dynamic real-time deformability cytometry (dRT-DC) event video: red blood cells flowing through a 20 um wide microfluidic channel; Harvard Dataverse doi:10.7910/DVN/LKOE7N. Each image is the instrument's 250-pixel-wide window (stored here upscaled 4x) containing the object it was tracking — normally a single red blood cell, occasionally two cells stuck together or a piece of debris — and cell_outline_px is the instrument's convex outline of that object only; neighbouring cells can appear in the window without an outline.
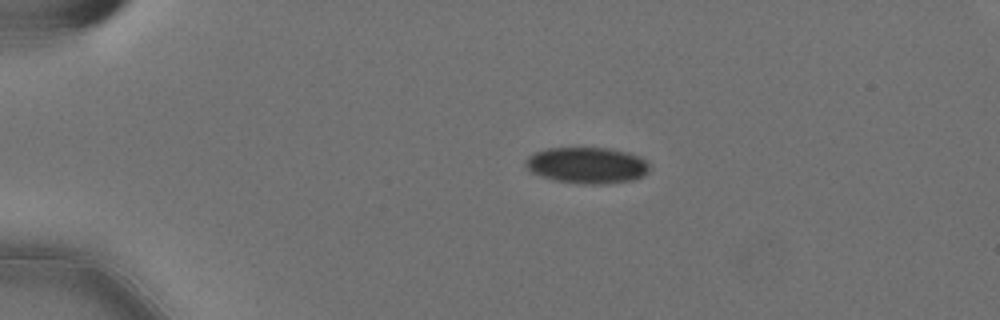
{"species": "Egyptian fruit bat (a non-hibernating species)", "species_latin": "Rousettus aegyptiacus", "temperature_condition": "cold", "stored_images_in_passage": 46, "camera_frame_rate_fps": 3000, "um_per_image_px": 0.085, "animal": {"sex": "female"}, "frame": {"image": 1, "passage_image": 1, "time_ms": 0.0, "image_size_px": [1000, 320], "cell_outline_px": [[648, 172], [644, 176], [632, 180], [600, 184], [584, 184], [556, 180], [540, 176], [532, 172], [524, 164], [524, 160], [528, 156], [544, 148], [608, 148], [628, 152], [640, 156], [648, 164]], "centroid_in_image_um": [49.88, 14.04], "position_along_channel_um": 35.1, "area_um2": 26.13}}
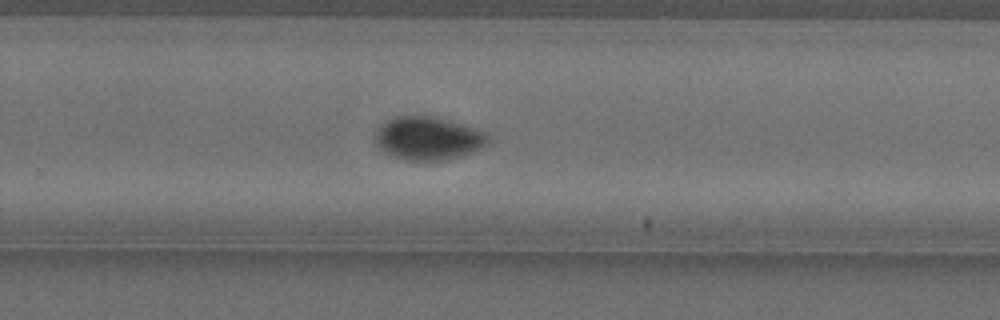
{"frame": {"image": 2, "passage_image": 27, "time_ms": 8.667, "image_size_px": [1000, 320], "cell_outline_px": [[492, 140], [480, 148], [472, 152], [460, 156], [444, 160], [408, 160], [396, 156], [380, 148], [376, 144], [376, 132], [380, 124], [396, 116], [432, 116], [448, 120], [488, 132], [492, 136]], "centroid_in_image_um": [36.45, 11.74], "position_along_channel_um": 293.3, "area_um2": 28.21}}
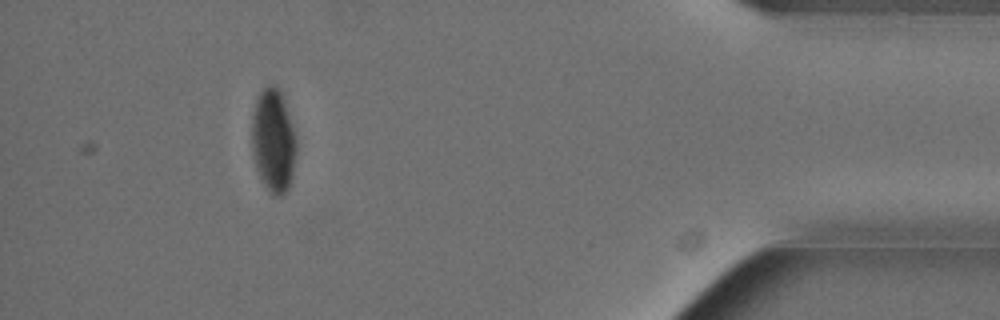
{"frame": {"image": 3, "passage_image": 41, "time_ms": 13.333, "image_size_px": [1000, 320], "cell_outline_px": [[296, 152], [292, 176], [288, 188], [280, 196], [276, 196], [264, 184], [260, 176], [252, 152], [252, 112], [256, 100], [260, 92], [268, 84], [272, 84], [280, 88], [296, 136]], "centroid_in_image_um": [23.24, 11.9], "position_along_channel_um": 412.0, "area_um2": 26.65}, "authors_computed_cell_mechanics": {"area_um2": 27.7151, "velocity_mm_per_s": 3.5834, "shape_relaxation_time_tau1_ms": 5.0213, "shape_relaxation_time_tau2_ms": null, "deformation_change_tau1": 0.1004, "deformation_change_tau2": null}}